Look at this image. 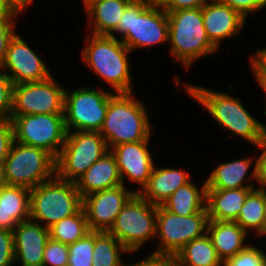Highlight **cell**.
Masks as SVG:
<instances>
[{"label": "cell", "instance_id": "6da1fadb", "mask_svg": "<svg viewBox=\"0 0 266 266\" xmlns=\"http://www.w3.org/2000/svg\"><path fill=\"white\" fill-rule=\"evenodd\" d=\"M183 86L188 96L202 105L220 126L231 131V136L238 135L255 146L266 134V125L254 118L232 94L190 83Z\"/></svg>", "mask_w": 266, "mask_h": 266}, {"label": "cell", "instance_id": "7a4b0ae2", "mask_svg": "<svg viewBox=\"0 0 266 266\" xmlns=\"http://www.w3.org/2000/svg\"><path fill=\"white\" fill-rule=\"evenodd\" d=\"M89 36L81 52L82 60L113 89V93H132L128 58L131 51L117 37L91 33Z\"/></svg>", "mask_w": 266, "mask_h": 266}, {"label": "cell", "instance_id": "3957f363", "mask_svg": "<svg viewBox=\"0 0 266 266\" xmlns=\"http://www.w3.org/2000/svg\"><path fill=\"white\" fill-rule=\"evenodd\" d=\"M167 12L149 0H133L124 10L117 29L110 35H120L121 41L133 52L168 43Z\"/></svg>", "mask_w": 266, "mask_h": 266}, {"label": "cell", "instance_id": "277c9868", "mask_svg": "<svg viewBox=\"0 0 266 266\" xmlns=\"http://www.w3.org/2000/svg\"><path fill=\"white\" fill-rule=\"evenodd\" d=\"M145 104L132 93H114L108 102L99 133L109 150L121 143L151 139V124Z\"/></svg>", "mask_w": 266, "mask_h": 266}, {"label": "cell", "instance_id": "5b68a950", "mask_svg": "<svg viewBox=\"0 0 266 266\" xmlns=\"http://www.w3.org/2000/svg\"><path fill=\"white\" fill-rule=\"evenodd\" d=\"M172 57L189 69L195 61L218 50L203 25L202 7L167 12Z\"/></svg>", "mask_w": 266, "mask_h": 266}, {"label": "cell", "instance_id": "8992f818", "mask_svg": "<svg viewBox=\"0 0 266 266\" xmlns=\"http://www.w3.org/2000/svg\"><path fill=\"white\" fill-rule=\"evenodd\" d=\"M83 198L76 184L59 179L56 175L30 189V220L51 227L63 218L77 214Z\"/></svg>", "mask_w": 266, "mask_h": 266}, {"label": "cell", "instance_id": "52a82bcc", "mask_svg": "<svg viewBox=\"0 0 266 266\" xmlns=\"http://www.w3.org/2000/svg\"><path fill=\"white\" fill-rule=\"evenodd\" d=\"M110 150L99 132H67L65 143L55 159L56 176L76 183L91 165Z\"/></svg>", "mask_w": 266, "mask_h": 266}, {"label": "cell", "instance_id": "ba28073f", "mask_svg": "<svg viewBox=\"0 0 266 266\" xmlns=\"http://www.w3.org/2000/svg\"><path fill=\"white\" fill-rule=\"evenodd\" d=\"M4 170L6 184L32 189L56 175L55 158L42 148L14 140Z\"/></svg>", "mask_w": 266, "mask_h": 266}, {"label": "cell", "instance_id": "9c48e42d", "mask_svg": "<svg viewBox=\"0 0 266 266\" xmlns=\"http://www.w3.org/2000/svg\"><path fill=\"white\" fill-rule=\"evenodd\" d=\"M157 206L137 193L127 202L107 231L130 253L137 252L145 242L156 236Z\"/></svg>", "mask_w": 266, "mask_h": 266}, {"label": "cell", "instance_id": "30bf717a", "mask_svg": "<svg viewBox=\"0 0 266 266\" xmlns=\"http://www.w3.org/2000/svg\"><path fill=\"white\" fill-rule=\"evenodd\" d=\"M113 92L102 88L81 87L64 92V120L67 132H99Z\"/></svg>", "mask_w": 266, "mask_h": 266}, {"label": "cell", "instance_id": "8fae6325", "mask_svg": "<svg viewBox=\"0 0 266 266\" xmlns=\"http://www.w3.org/2000/svg\"><path fill=\"white\" fill-rule=\"evenodd\" d=\"M15 141L46 150L55 159L66 139L64 114L10 116Z\"/></svg>", "mask_w": 266, "mask_h": 266}, {"label": "cell", "instance_id": "7c38bea8", "mask_svg": "<svg viewBox=\"0 0 266 266\" xmlns=\"http://www.w3.org/2000/svg\"><path fill=\"white\" fill-rule=\"evenodd\" d=\"M207 209L188 216L176 215L161 205L157 206L156 236L159 245L154 252L177 254L188 242L207 233Z\"/></svg>", "mask_w": 266, "mask_h": 266}, {"label": "cell", "instance_id": "4fadbf2b", "mask_svg": "<svg viewBox=\"0 0 266 266\" xmlns=\"http://www.w3.org/2000/svg\"><path fill=\"white\" fill-rule=\"evenodd\" d=\"M51 75L47 79L13 85L10 116L64 114V92Z\"/></svg>", "mask_w": 266, "mask_h": 266}, {"label": "cell", "instance_id": "5bb4252c", "mask_svg": "<svg viewBox=\"0 0 266 266\" xmlns=\"http://www.w3.org/2000/svg\"><path fill=\"white\" fill-rule=\"evenodd\" d=\"M0 67L8 71L6 74L14 85L41 81L52 75L42 58L17 33L10 40Z\"/></svg>", "mask_w": 266, "mask_h": 266}, {"label": "cell", "instance_id": "9a60e30c", "mask_svg": "<svg viewBox=\"0 0 266 266\" xmlns=\"http://www.w3.org/2000/svg\"><path fill=\"white\" fill-rule=\"evenodd\" d=\"M135 194L136 190L127 189L122 184L84 196L82 208L90 231L107 232L119 212Z\"/></svg>", "mask_w": 266, "mask_h": 266}, {"label": "cell", "instance_id": "2e32d148", "mask_svg": "<svg viewBox=\"0 0 266 266\" xmlns=\"http://www.w3.org/2000/svg\"><path fill=\"white\" fill-rule=\"evenodd\" d=\"M150 139L118 144L110 149L114 155L122 184L125 179L137 183L140 189L147 183L155 163L149 151Z\"/></svg>", "mask_w": 266, "mask_h": 266}, {"label": "cell", "instance_id": "e0dca14e", "mask_svg": "<svg viewBox=\"0 0 266 266\" xmlns=\"http://www.w3.org/2000/svg\"><path fill=\"white\" fill-rule=\"evenodd\" d=\"M203 25L211 43L218 49L220 42L235 37L244 28L246 18L237 10L218 0L202 6Z\"/></svg>", "mask_w": 266, "mask_h": 266}, {"label": "cell", "instance_id": "ac0fdd59", "mask_svg": "<svg viewBox=\"0 0 266 266\" xmlns=\"http://www.w3.org/2000/svg\"><path fill=\"white\" fill-rule=\"evenodd\" d=\"M15 263L21 266H42L43 252L50 238L49 228L27 220L13 229Z\"/></svg>", "mask_w": 266, "mask_h": 266}, {"label": "cell", "instance_id": "d6986e66", "mask_svg": "<svg viewBox=\"0 0 266 266\" xmlns=\"http://www.w3.org/2000/svg\"><path fill=\"white\" fill-rule=\"evenodd\" d=\"M189 174L182 169L154 166L149 180L136 193L153 205H162L179 187L190 182Z\"/></svg>", "mask_w": 266, "mask_h": 266}, {"label": "cell", "instance_id": "ffe728a7", "mask_svg": "<svg viewBox=\"0 0 266 266\" xmlns=\"http://www.w3.org/2000/svg\"><path fill=\"white\" fill-rule=\"evenodd\" d=\"M75 184L82 198L122 185L114 155L109 151L95 161Z\"/></svg>", "mask_w": 266, "mask_h": 266}, {"label": "cell", "instance_id": "44dd1931", "mask_svg": "<svg viewBox=\"0 0 266 266\" xmlns=\"http://www.w3.org/2000/svg\"><path fill=\"white\" fill-rule=\"evenodd\" d=\"M30 220V189L5 184L0 187V229L13 231Z\"/></svg>", "mask_w": 266, "mask_h": 266}, {"label": "cell", "instance_id": "7402d4cb", "mask_svg": "<svg viewBox=\"0 0 266 266\" xmlns=\"http://www.w3.org/2000/svg\"><path fill=\"white\" fill-rule=\"evenodd\" d=\"M207 235L223 263L249 245L245 244L247 232L236 222L209 220Z\"/></svg>", "mask_w": 266, "mask_h": 266}, {"label": "cell", "instance_id": "603a6c76", "mask_svg": "<svg viewBox=\"0 0 266 266\" xmlns=\"http://www.w3.org/2000/svg\"><path fill=\"white\" fill-rule=\"evenodd\" d=\"M255 188L207 189L208 219L235 222L247 195Z\"/></svg>", "mask_w": 266, "mask_h": 266}, {"label": "cell", "instance_id": "cb8c5ba5", "mask_svg": "<svg viewBox=\"0 0 266 266\" xmlns=\"http://www.w3.org/2000/svg\"><path fill=\"white\" fill-rule=\"evenodd\" d=\"M253 159V157L252 159L244 157L243 159L222 162L215 167L206 179L207 189L257 188L253 186L252 182L244 183Z\"/></svg>", "mask_w": 266, "mask_h": 266}, {"label": "cell", "instance_id": "d4e9b609", "mask_svg": "<svg viewBox=\"0 0 266 266\" xmlns=\"http://www.w3.org/2000/svg\"><path fill=\"white\" fill-rule=\"evenodd\" d=\"M133 0H102L87 11L88 27L92 34L110 36L122 18L125 8Z\"/></svg>", "mask_w": 266, "mask_h": 266}, {"label": "cell", "instance_id": "484cf974", "mask_svg": "<svg viewBox=\"0 0 266 266\" xmlns=\"http://www.w3.org/2000/svg\"><path fill=\"white\" fill-rule=\"evenodd\" d=\"M190 181L179 187L163 204L164 209L180 216L193 215L206 208L207 186L206 181L200 190Z\"/></svg>", "mask_w": 266, "mask_h": 266}, {"label": "cell", "instance_id": "4316f807", "mask_svg": "<svg viewBox=\"0 0 266 266\" xmlns=\"http://www.w3.org/2000/svg\"><path fill=\"white\" fill-rule=\"evenodd\" d=\"M235 222L247 233L253 230L257 236H266L265 199L260 188L253 189L247 195Z\"/></svg>", "mask_w": 266, "mask_h": 266}, {"label": "cell", "instance_id": "83f0119b", "mask_svg": "<svg viewBox=\"0 0 266 266\" xmlns=\"http://www.w3.org/2000/svg\"><path fill=\"white\" fill-rule=\"evenodd\" d=\"M176 255L181 266H223L207 233L188 242Z\"/></svg>", "mask_w": 266, "mask_h": 266}, {"label": "cell", "instance_id": "f1b7e54d", "mask_svg": "<svg viewBox=\"0 0 266 266\" xmlns=\"http://www.w3.org/2000/svg\"><path fill=\"white\" fill-rule=\"evenodd\" d=\"M121 253L129 251L110 233L94 231L92 266H126L122 264Z\"/></svg>", "mask_w": 266, "mask_h": 266}, {"label": "cell", "instance_id": "f546056e", "mask_svg": "<svg viewBox=\"0 0 266 266\" xmlns=\"http://www.w3.org/2000/svg\"><path fill=\"white\" fill-rule=\"evenodd\" d=\"M89 232L83 208L77 214L63 218L49 227L50 238L65 245L73 244Z\"/></svg>", "mask_w": 266, "mask_h": 266}, {"label": "cell", "instance_id": "4dcf8cb0", "mask_svg": "<svg viewBox=\"0 0 266 266\" xmlns=\"http://www.w3.org/2000/svg\"><path fill=\"white\" fill-rule=\"evenodd\" d=\"M68 266H92L94 250V231L68 245Z\"/></svg>", "mask_w": 266, "mask_h": 266}, {"label": "cell", "instance_id": "1f68e13d", "mask_svg": "<svg viewBox=\"0 0 266 266\" xmlns=\"http://www.w3.org/2000/svg\"><path fill=\"white\" fill-rule=\"evenodd\" d=\"M223 266H266V254L255 245H248L234 257L229 258Z\"/></svg>", "mask_w": 266, "mask_h": 266}, {"label": "cell", "instance_id": "d6a6232c", "mask_svg": "<svg viewBox=\"0 0 266 266\" xmlns=\"http://www.w3.org/2000/svg\"><path fill=\"white\" fill-rule=\"evenodd\" d=\"M68 255V245L49 238L44 247L42 266H66Z\"/></svg>", "mask_w": 266, "mask_h": 266}, {"label": "cell", "instance_id": "836d02e7", "mask_svg": "<svg viewBox=\"0 0 266 266\" xmlns=\"http://www.w3.org/2000/svg\"><path fill=\"white\" fill-rule=\"evenodd\" d=\"M2 72L0 67V120H5L10 119L14 84L6 72Z\"/></svg>", "mask_w": 266, "mask_h": 266}, {"label": "cell", "instance_id": "e575fe53", "mask_svg": "<svg viewBox=\"0 0 266 266\" xmlns=\"http://www.w3.org/2000/svg\"><path fill=\"white\" fill-rule=\"evenodd\" d=\"M262 152L256 159L255 165L252 167L253 171L248 175L247 180L251 178V181H256L258 183V188L266 187V134L264 137L255 145ZM253 179V180H252Z\"/></svg>", "mask_w": 266, "mask_h": 266}, {"label": "cell", "instance_id": "d590c367", "mask_svg": "<svg viewBox=\"0 0 266 266\" xmlns=\"http://www.w3.org/2000/svg\"><path fill=\"white\" fill-rule=\"evenodd\" d=\"M14 263V233L0 229V266H12Z\"/></svg>", "mask_w": 266, "mask_h": 266}, {"label": "cell", "instance_id": "8d00e7d4", "mask_svg": "<svg viewBox=\"0 0 266 266\" xmlns=\"http://www.w3.org/2000/svg\"><path fill=\"white\" fill-rule=\"evenodd\" d=\"M15 140L13 123L10 119L0 120V162H4Z\"/></svg>", "mask_w": 266, "mask_h": 266}, {"label": "cell", "instance_id": "74e56055", "mask_svg": "<svg viewBox=\"0 0 266 266\" xmlns=\"http://www.w3.org/2000/svg\"><path fill=\"white\" fill-rule=\"evenodd\" d=\"M126 266H181L177 255L152 252L143 260Z\"/></svg>", "mask_w": 266, "mask_h": 266}, {"label": "cell", "instance_id": "f35d334b", "mask_svg": "<svg viewBox=\"0 0 266 266\" xmlns=\"http://www.w3.org/2000/svg\"><path fill=\"white\" fill-rule=\"evenodd\" d=\"M224 5L237 10L243 17L248 19V14L255 13L266 7V0H218Z\"/></svg>", "mask_w": 266, "mask_h": 266}, {"label": "cell", "instance_id": "ab89813d", "mask_svg": "<svg viewBox=\"0 0 266 266\" xmlns=\"http://www.w3.org/2000/svg\"><path fill=\"white\" fill-rule=\"evenodd\" d=\"M15 19H0V64L4 61L10 40L17 33Z\"/></svg>", "mask_w": 266, "mask_h": 266}, {"label": "cell", "instance_id": "60d3db41", "mask_svg": "<svg viewBox=\"0 0 266 266\" xmlns=\"http://www.w3.org/2000/svg\"><path fill=\"white\" fill-rule=\"evenodd\" d=\"M209 0H167L162 8L166 12L178 11L183 9L200 8Z\"/></svg>", "mask_w": 266, "mask_h": 266}, {"label": "cell", "instance_id": "b9f144b4", "mask_svg": "<svg viewBox=\"0 0 266 266\" xmlns=\"http://www.w3.org/2000/svg\"><path fill=\"white\" fill-rule=\"evenodd\" d=\"M249 60L254 76H266V48L257 50Z\"/></svg>", "mask_w": 266, "mask_h": 266}, {"label": "cell", "instance_id": "7bdbcfd3", "mask_svg": "<svg viewBox=\"0 0 266 266\" xmlns=\"http://www.w3.org/2000/svg\"><path fill=\"white\" fill-rule=\"evenodd\" d=\"M21 14V11L15 7L8 0H0V19H15Z\"/></svg>", "mask_w": 266, "mask_h": 266}, {"label": "cell", "instance_id": "ee69618b", "mask_svg": "<svg viewBox=\"0 0 266 266\" xmlns=\"http://www.w3.org/2000/svg\"><path fill=\"white\" fill-rule=\"evenodd\" d=\"M14 7L15 9L23 12L26 10L28 5H31L34 0H8Z\"/></svg>", "mask_w": 266, "mask_h": 266}, {"label": "cell", "instance_id": "f6af8a7d", "mask_svg": "<svg viewBox=\"0 0 266 266\" xmlns=\"http://www.w3.org/2000/svg\"><path fill=\"white\" fill-rule=\"evenodd\" d=\"M255 80L260 85L261 90L263 89L265 95H266V76H255ZM264 114H266V111H264Z\"/></svg>", "mask_w": 266, "mask_h": 266}, {"label": "cell", "instance_id": "bcb514c9", "mask_svg": "<svg viewBox=\"0 0 266 266\" xmlns=\"http://www.w3.org/2000/svg\"><path fill=\"white\" fill-rule=\"evenodd\" d=\"M6 184L4 162H0V187Z\"/></svg>", "mask_w": 266, "mask_h": 266}, {"label": "cell", "instance_id": "7dc6e473", "mask_svg": "<svg viewBox=\"0 0 266 266\" xmlns=\"http://www.w3.org/2000/svg\"><path fill=\"white\" fill-rule=\"evenodd\" d=\"M83 5H84V9H86L85 11H87L91 6H93L95 3L100 2L102 0H82Z\"/></svg>", "mask_w": 266, "mask_h": 266}, {"label": "cell", "instance_id": "c3c4849f", "mask_svg": "<svg viewBox=\"0 0 266 266\" xmlns=\"http://www.w3.org/2000/svg\"><path fill=\"white\" fill-rule=\"evenodd\" d=\"M152 4L163 5L167 0H149Z\"/></svg>", "mask_w": 266, "mask_h": 266}, {"label": "cell", "instance_id": "681fc988", "mask_svg": "<svg viewBox=\"0 0 266 266\" xmlns=\"http://www.w3.org/2000/svg\"><path fill=\"white\" fill-rule=\"evenodd\" d=\"M260 189L264 192V199H265V216H266V187H260Z\"/></svg>", "mask_w": 266, "mask_h": 266}]
</instances>
